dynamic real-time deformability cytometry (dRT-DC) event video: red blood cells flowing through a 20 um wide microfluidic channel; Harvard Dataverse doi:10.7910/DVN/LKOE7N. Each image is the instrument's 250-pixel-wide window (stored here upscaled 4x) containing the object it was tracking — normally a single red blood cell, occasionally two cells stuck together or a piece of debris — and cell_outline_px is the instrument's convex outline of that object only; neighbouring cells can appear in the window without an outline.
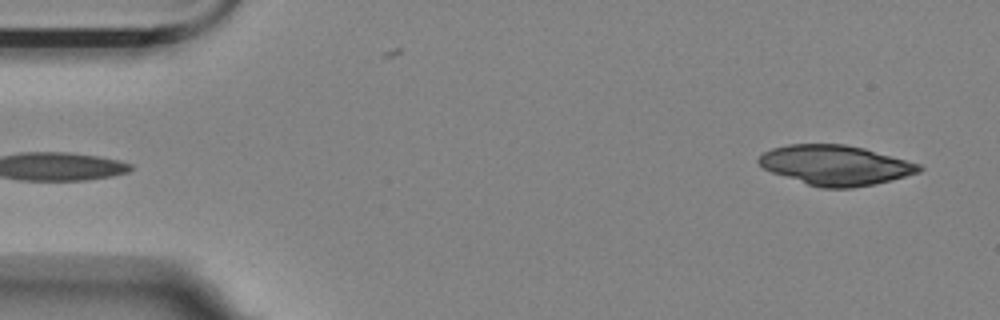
{"species": "Egyptian fruit bat (a non-hibernating species)", "species_latin": "Rousettus aegyptiacus", "temperature_condition": "room temperature", "stored_images_in_passage": 4, "segment_of_instrument_passage": [2, 2], "camera_frame_rate_fps": 3000, "um_per_image_px": 0.085, "animal": {"sex": "female"}, "frame": {"image": 1, "passage_image": 4, "time_ms": 1.0, "image_size_px": [1000, 320], "cell_outline_px": [[924, 168], [920, 172], [892, 180], [852, 188], [820, 188], [772, 172], [764, 168], [756, 160], [764, 152], [772, 148], [788, 144], [844, 144], [864, 148], [920, 164]], "centroid_in_image_um": [71.02, 14.04], "position_along_channel_um": 14.0, "area_um2": 37.05}}